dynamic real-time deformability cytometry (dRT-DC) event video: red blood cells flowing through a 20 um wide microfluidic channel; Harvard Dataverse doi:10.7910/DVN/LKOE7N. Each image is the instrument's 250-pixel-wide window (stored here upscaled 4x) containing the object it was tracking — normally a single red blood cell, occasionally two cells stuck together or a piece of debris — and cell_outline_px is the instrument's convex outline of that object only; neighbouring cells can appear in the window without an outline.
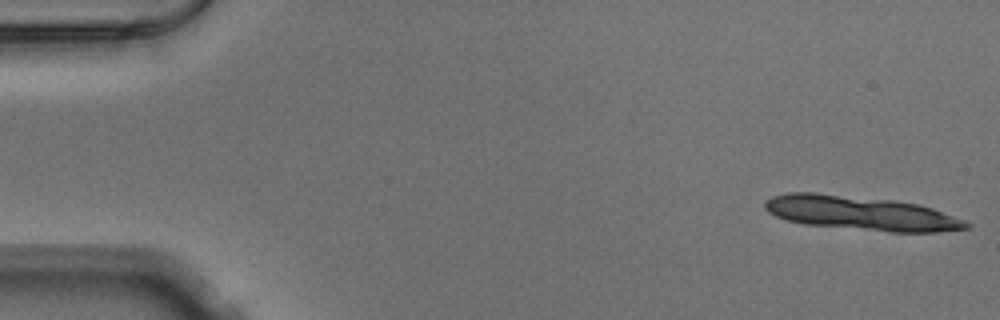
{"species": "Egyptian fruit bat (a non-hibernating species)", "species_latin": "Rousettus aegyptiacus", "temperature_condition": "warm", "stored_images_in_passage": 11, "camera_frame_rate_fps": 3000, "um_per_image_px": 0.085, "animal": {"sex": "male"}, "frame": {"image": 1, "passage_image": 1, "time_ms": 0.0, "image_size_px": [1000, 320], "cell_outline_px": [[972, 228], [936, 232], [892, 232], [804, 224], [784, 220], [768, 212], [764, 208], [764, 200], [772, 196], [788, 192], [812, 192], [896, 200], [920, 204], [932, 208], [964, 220], [972, 224]], "centroid_in_image_um": [73.17, 18.11], "position_along_channel_um": 11.8, "area_um2": 40.34}}